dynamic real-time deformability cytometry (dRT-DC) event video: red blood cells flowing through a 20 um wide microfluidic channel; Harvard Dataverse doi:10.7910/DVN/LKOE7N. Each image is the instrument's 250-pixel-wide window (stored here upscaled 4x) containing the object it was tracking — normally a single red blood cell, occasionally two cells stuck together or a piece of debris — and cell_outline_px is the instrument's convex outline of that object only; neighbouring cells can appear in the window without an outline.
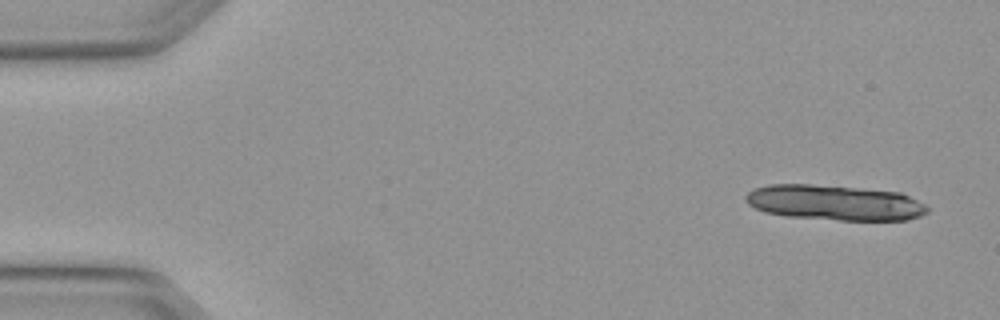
{"species": "Egyptian fruit bat (a non-hibernating species)", "species_latin": "Rousettus aegyptiacus", "temperature_condition": "warm", "stored_images_in_passage": 4, "camera_frame_rate_fps": 3000, "um_per_image_px": 0.085, "animal": {"sex": "female"}, "frame": {"image": 1, "passage_image": 1, "time_ms": 0.0, "image_size_px": [1000, 320], "cell_outline_px": [[928, 212], [920, 216], [908, 220], [840, 220], [784, 216], [764, 212], [748, 204], [744, 200], [744, 196], [748, 192], [756, 188], [768, 184], [812, 184], [900, 192], [924, 204], [928, 208]], "centroid_in_image_um": [70.9, 17.23], "position_along_channel_um": 14.1, "area_um2": 37.34}}